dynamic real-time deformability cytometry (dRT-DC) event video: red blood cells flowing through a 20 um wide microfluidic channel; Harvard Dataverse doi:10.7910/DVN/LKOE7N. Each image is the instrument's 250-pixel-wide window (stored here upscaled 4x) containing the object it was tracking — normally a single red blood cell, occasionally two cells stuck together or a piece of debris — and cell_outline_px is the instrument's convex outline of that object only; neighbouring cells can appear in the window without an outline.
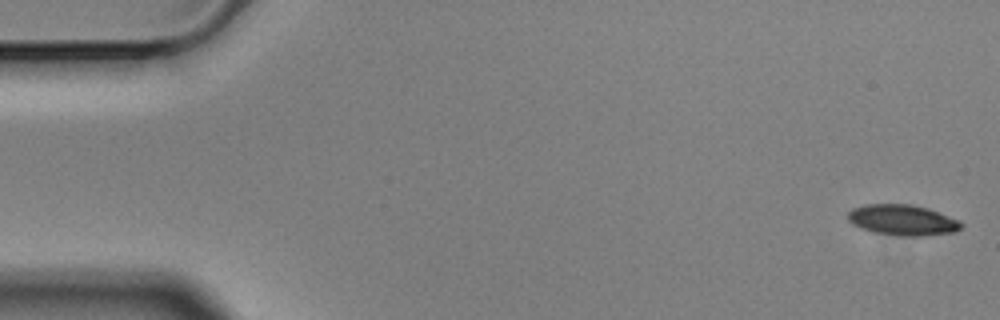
{"species": "Egyptian fruit bat (a non-hibernating species)", "species_latin": "Rousettus aegyptiacus", "temperature_condition": "cold", "stored_images_in_passage": 6, "segment_of_instrument_passage": [1, 2], "camera_frame_rate_fps": 3000, "um_per_image_px": 0.085, "animal": {"sex": "male"}, "frame": {"image": 1, "passage_image": 1, "time_ms": 0.0, "image_size_px": [1000, 320], "cell_outline_px": [[964, 224], [956, 232], [924, 236], [908, 236], [872, 232], [860, 228], [852, 224], [848, 220], [848, 212], [852, 208], [864, 204], [912, 204], [928, 208], [960, 220]], "centroid_in_image_um": [76.72, 18.7], "position_along_channel_um": 8.3, "area_um2": 20.46}}